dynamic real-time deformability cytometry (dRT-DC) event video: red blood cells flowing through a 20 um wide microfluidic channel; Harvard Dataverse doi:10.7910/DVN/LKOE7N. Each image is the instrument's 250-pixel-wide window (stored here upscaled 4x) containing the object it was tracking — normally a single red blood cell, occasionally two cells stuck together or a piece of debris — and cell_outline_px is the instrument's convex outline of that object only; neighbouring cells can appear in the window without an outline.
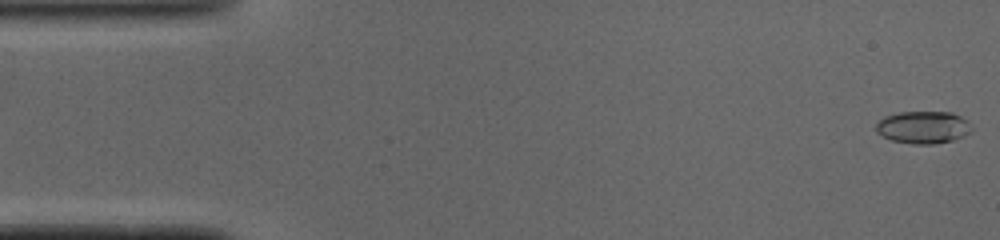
{"species": "common noctule bat (a hibernating species)", "species_latin": "Nyctalus noctula", "temperature_condition": "cold", "stored_images_in_passage": 49, "camera_frame_rate_fps": 3000, "um_per_image_px": 0.085, "animal": {"sex": "male", "body_mass_g": 19.0, "forearm_length_mm": 50.8}, "frame": {"image": 1, "passage_image": 1, "time_ms": 0.0, "image_size_px": [1000, 240], "cell_outline_px": [[972, 132], [952, 140], [932, 144], [912, 144], [892, 140], [876, 132], [876, 124], [884, 116], [900, 112], [952, 112], [968, 120], [972, 128]], "centroid_in_image_um": [78.48, 10.81], "position_along_channel_um": 6.5, "area_um2": 18.03}}
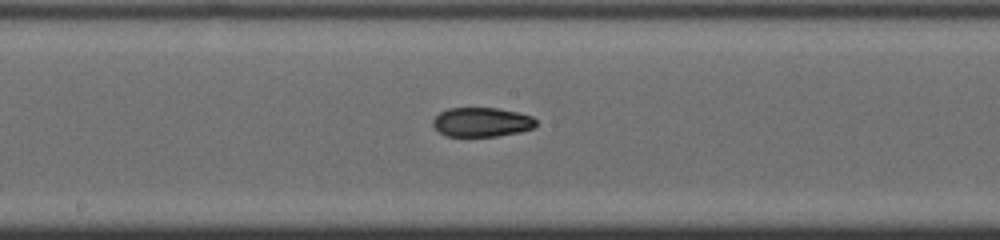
{"frame": {"image": 2, "passage_image": 25, "time_ms": 8.0, "image_size_px": [1000, 240], "cell_outline_px": [[536, 124], [532, 128], [520, 132], [496, 136], [444, 136], [432, 124], [432, 120], [440, 112], [448, 108], [496, 108], [516, 112], [532, 116], [536, 120]], "centroid_in_image_um": [40.92, 10.38], "position_along_channel_um": 207.3, "area_um2": 17.51}}
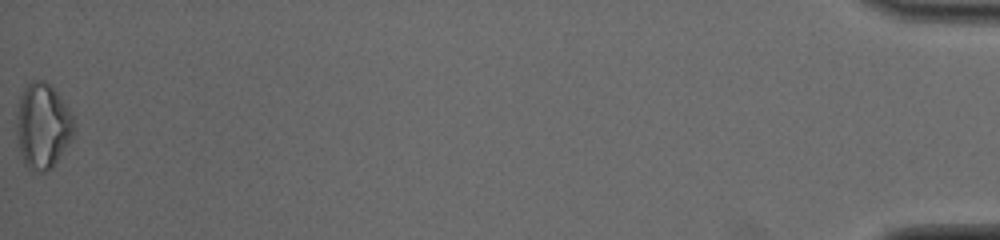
{"frame": {"image": 3, "passage_image": 49, "time_ms": 16.0, "image_size_px": [1000, 240], "cell_outline_px": [[72, 136], [52, 168], [44, 172], [40, 172], [28, 168], [24, 164], [20, 152], [16, 136], [16, 124], [20, 96], [24, 88], [32, 80], [44, 80], [52, 84], [68, 108], [72, 116]], "centroid_in_image_um": [3.59, 10.68], "position_along_channel_um": 431.6, "area_um2": 28.32}, "authors_computed_cell_mechanics": {"area_um2": 18.207, "velocity_mm_per_s": 4.1171, "shape_relaxation_time_tau1_ms": null, "shape_relaxation_time_tau2_ms": 4.6698, "deformation_change_tau1": null, "deformation_change_tau2": 0.1012}}